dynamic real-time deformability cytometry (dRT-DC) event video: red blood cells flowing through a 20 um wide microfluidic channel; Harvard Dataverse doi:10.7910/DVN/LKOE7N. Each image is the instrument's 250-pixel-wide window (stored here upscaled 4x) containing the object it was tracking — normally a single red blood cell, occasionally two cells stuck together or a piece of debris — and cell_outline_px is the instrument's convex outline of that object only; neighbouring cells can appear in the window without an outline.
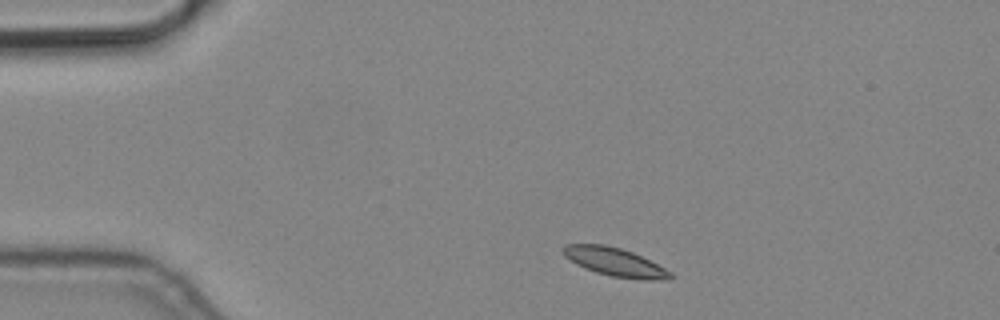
{"species": "common noctule bat (a hibernating species)", "species_latin": "Nyctalus noctula", "temperature_condition": "cold", "stored_images_in_passage": 4, "camera_frame_rate_fps": 3000, "um_per_image_px": 0.085, "animal": {"sex": "male", "body_mass_g": 19.2, "forearm_length_mm": 51.8}, "frame": {"image": 1, "passage_image": 1, "time_ms": 0.0, "image_size_px": [1000, 320], "cell_outline_px": [[676, 276], [668, 280], [640, 280], [612, 276], [596, 272], [584, 268], [576, 264], [564, 256], [560, 248], [564, 244], [604, 244], [620, 248], [632, 252], [672, 272]], "centroid_in_image_um": [52.26, 22.28], "position_along_channel_um": 32.7, "area_um2": 17.86}}
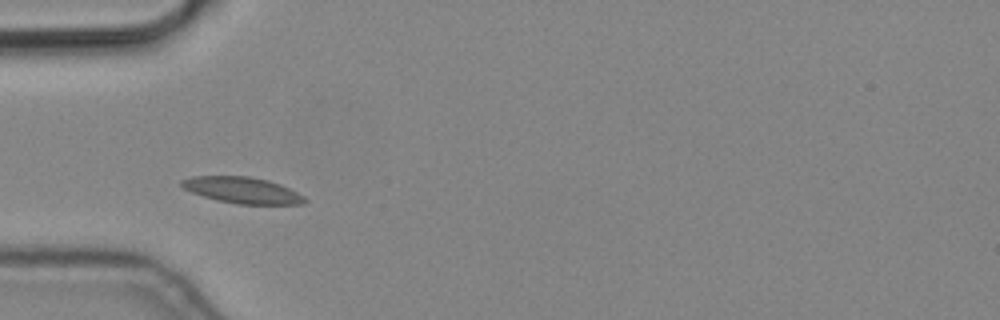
{"frame": {"image": 2, "passage_image": 3, "time_ms": 0.667, "image_size_px": [1000, 320], "cell_outline_px": [[308, 200], [304, 204], [236, 204], [216, 200], [192, 192], [184, 188], [180, 184], [180, 180], [192, 176], [248, 176], [268, 180], [280, 184], [304, 196]], "centroid_in_image_um": [20.59, 16.17], "position_along_channel_um": 64.4, "area_um2": 18.79}}
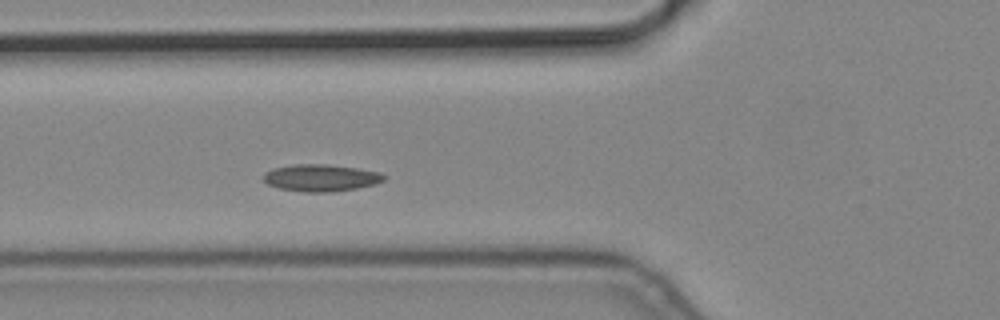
{"frame": {"image": 3, "passage_image": 4, "time_ms": 1.0, "image_size_px": [1000, 320], "cell_outline_px": [[388, 176], [384, 180], [376, 184], [356, 188], [332, 192], [304, 192], [280, 188], [268, 184], [264, 180], [264, 172], [272, 168], [292, 164], [324, 164], [356, 168], [380, 172]], "centroid_in_image_um": [27.29, 15.11], "position_along_channel_um": 98.5, "area_um2": 19.02}}